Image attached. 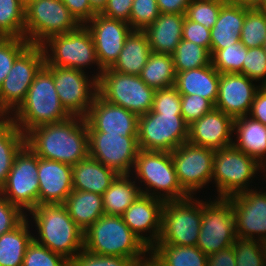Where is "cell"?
Wrapping results in <instances>:
<instances>
[{"mask_svg":"<svg viewBox=\"0 0 266 266\" xmlns=\"http://www.w3.org/2000/svg\"><path fill=\"white\" fill-rule=\"evenodd\" d=\"M84 25L92 36L99 67L110 68L118 59L125 39L132 31L131 26L102 14H96Z\"/></svg>","mask_w":266,"mask_h":266,"instance_id":"cell-20","label":"cell"},{"mask_svg":"<svg viewBox=\"0 0 266 266\" xmlns=\"http://www.w3.org/2000/svg\"><path fill=\"white\" fill-rule=\"evenodd\" d=\"M152 111L154 113L181 114V95L174 85L155 91Z\"/></svg>","mask_w":266,"mask_h":266,"instance_id":"cell-49","label":"cell"},{"mask_svg":"<svg viewBox=\"0 0 266 266\" xmlns=\"http://www.w3.org/2000/svg\"><path fill=\"white\" fill-rule=\"evenodd\" d=\"M133 1L134 0H107L106 8L101 14L105 17L129 24Z\"/></svg>","mask_w":266,"mask_h":266,"instance_id":"cell-52","label":"cell"},{"mask_svg":"<svg viewBox=\"0 0 266 266\" xmlns=\"http://www.w3.org/2000/svg\"><path fill=\"white\" fill-rule=\"evenodd\" d=\"M226 1L227 0H191L187 7L185 17L211 30L218 19L222 5Z\"/></svg>","mask_w":266,"mask_h":266,"instance_id":"cell-42","label":"cell"},{"mask_svg":"<svg viewBox=\"0 0 266 266\" xmlns=\"http://www.w3.org/2000/svg\"><path fill=\"white\" fill-rule=\"evenodd\" d=\"M31 214L39 234L33 237L37 243L69 261L84 248V230L72 220L64 204L38 205Z\"/></svg>","mask_w":266,"mask_h":266,"instance_id":"cell-3","label":"cell"},{"mask_svg":"<svg viewBox=\"0 0 266 266\" xmlns=\"http://www.w3.org/2000/svg\"><path fill=\"white\" fill-rule=\"evenodd\" d=\"M164 203L162 199L141 194L121 215L125 224L149 249L160 236ZM147 231L149 236H143L142 233Z\"/></svg>","mask_w":266,"mask_h":266,"instance_id":"cell-22","label":"cell"},{"mask_svg":"<svg viewBox=\"0 0 266 266\" xmlns=\"http://www.w3.org/2000/svg\"><path fill=\"white\" fill-rule=\"evenodd\" d=\"M45 64L42 46L29 45L14 61L0 86V112L10 115L25 100L36 73Z\"/></svg>","mask_w":266,"mask_h":266,"instance_id":"cell-13","label":"cell"},{"mask_svg":"<svg viewBox=\"0 0 266 266\" xmlns=\"http://www.w3.org/2000/svg\"><path fill=\"white\" fill-rule=\"evenodd\" d=\"M253 80L240 73H223L219 77V87L215 108L233 119L250 113L255 94L260 88Z\"/></svg>","mask_w":266,"mask_h":266,"instance_id":"cell-21","label":"cell"},{"mask_svg":"<svg viewBox=\"0 0 266 266\" xmlns=\"http://www.w3.org/2000/svg\"><path fill=\"white\" fill-rule=\"evenodd\" d=\"M92 10L96 14H101L106 8L107 0H88Z\"/></svg>","mask_w":266,"mask_h":266,"instance_id":"cell-58","label":"cell"},{"mask_svg":"<svg viewBox=\"0 0 266 266\" xmlns=\"http://www.w3.org/2000/svg\"><path fill=\"white\" fill-rule=\"evenodd\" d=\"M185 14L161 13L144 32L151 52L172 55L182 40Z\"/></svg>","mask_w":266,"mask_h":266,"instance_id":"cell-25","label":"cell"},{"mask_svg":"<svg viewBox=\"0 0 266 266\" xmlns=\"http://www.w3.org/2000/svg\"><path fill=\"white\" fill-rule=\"evenodd\" d=\"M249 116L266 126V86H261L255 94Z\"/></svg>","mask_w":266,"mask_h":266,"instance_id":"cell-54","label":"cell"},{"mask_svg":"<svg viewBox=\"0 0 266 266\" xmlns=\"http://www.w3.org/2000/svg\"><path fill=\"white\" fill-rule=\"evenodd\" d=\"M80 25L61 0H35L25 7L24 38L31 45L41 46L49 38Z\"/></svg>","mask_w":266,"mask_h":266,"instance_id":"cell-9","label":"cell"},{"mask_svg":"<svg viewBox=\"0 0 266 266\" xmlns=\"http://www.w3.org/2000/svg\"><path fill=\"white\" fill-rule=\"evenodd\" d=\"M150 253L163 266H207V255L197 246L155 244Z\"/></svg>","mask_w":266,"mask_h":266,"instance_id":"cell-34","label":"cell"},{"mask_svg":"<svg viewBox=\"0 0 266 266\" xmlns=\"http://www.w3.org/2000/svg\"><path fill=\"white\" fill-rule=\"evenodd\" d=\"M253 157L233 145L215 151L212 180L217 187L218 198H229L250 190L249 181L260 169L266 168Z\"/></svg>","mask_w":266,"mask_h":266,"instance_id":"cell-8","label":"cell"},{"mask_svg":"<svg viewBox=\"0 0 266 266\" xmlns=\"http://www.w3.org/2000/svg\"><path fill=\"white\" fill-rule=\"evenodd\" d=\"M188 128L181 114L151 110L138 118L139 149L172 152L188 141Z\"/></svg>","mask_w":266,"mask_h":266,"instance_id":"cell-11","label":"cell"},{"mask_svg":"<svg viewBox=\"0 0 266 266\" xmlns=\"http://www.w3.org/2000/svg\"><path fill=\"white\" fill-rule=\"evenodd\" d=\"M25 145V134L13 122L0 131V189L5 185L15 156Z\"/></svg>","mask_w":266,"mask_h":266,"instance_id":"cell-36","label":"cell"},{"mask_svg":"<svg viewBox=\"0 0 266 266\" xmlns=\"http://www.w3.org/2000/svg\"><path fill=\"white\" fill-rule=\"evenodd\" d=\"M30 45L25 38L0 37V86L16 58Z\"/></svg>","mask_w":266,"mask_h":266,"instance_id":"cell-44","label":"cell"},{"mask_svg":"<svg viewBox=\"0 0 266 266\" xmlns=\"http://www.w3.org/2000/svg\"><path fill=\"white\" fill-rule=\"evenodd\" d=\"M182 39L200 45L210 52V29L186 17L183 24Z\"/></svg>","mask_w":266,"mask_h":266,"instance_id":"cell-51","label":"cell"},{"mask_svg":"<svg viewBox=\"0 0 266 266\" xmlns=\"http://www.w3.org/2000/svg\"><path fill=\"white\" fill-rule=\"evenodd\" d=\"M64 206L72 220L84 231L104 215L102 195L93 192L73 189Z\"/></svg>","mask_w":266,"mask_h":266,"instance_id":"cell-31","label":"cell"},{"mask_svg":"<svg viewBox=\"0 0 266 266\" xmlns=\"http://www.w3.org/2000/svg\"><path fill=\"white\" fill-rule=\"evenodd\" d=\"M215 151L187 141L171 152L178 181L190 196L212 181Z\"/></svg>","mask_w":266,"mask_h":266,"instance_id":"cell-16","label":"cell"},{"mask_svg":"<svg viewBox=\"0 0 266 266\" xmlns=\"http://www.w3.org/2000/svg\"><path fill=\"white\" fill-rule=\"evenodd\" d=\"M47 67L53 74L55 90L61 105L71 116L85 117L98 93L97 78H89L80 69Z\"/></svg>","mask_w":266,"mask_h":266,"instance_id":"cell-15","label":"cell"},{"mask_svg":"<svg viewBox=\"0 0 266 266\" xmlns=\"http://www.w3.org/2000/svg\"><path fill=\"white\" fill-rule=\"evenodd\" d=\"M97 91L108 102L140 116L152 110L156 90L149 87L138 75L105 68L97 79Z\"/></svg>","mask_w":266,"mask_h":266,"instance_id":"cell-10","label":"cell"},{"mask_svg":"<svg viewBox=\"0 0 266 266\" xmlns=\"http://www.w3.org/2000/svg\"><path fill=\"white\" fill-rule=\"evenodd\" d=\"M26 218L19 226L0 236V266H23L26 249L34 239Z\"/></svg>","mask_w":266,"mask_h":266,"instance_id":"cell-33","label":"cell"},{"mask_svg":"<svg viewBox=\"0 0 266 266\" xmlns=\"http://www.w3.org/2000/svg\"><path fill=\"white\" fill-rule=\"evenodd\" d=\"M148 254L147 256L150 257L146 256L145 258L138 259L134 261L132 266H163L152 253L149 252Z\"/></svg>","mask_w":266,"mask_h":266,"instance_id":"cell-57","label":"cell"},{"mask_svg":"<svg viewBox=\"0 0 266 266\" xmlns=\"http://www.w3.org/2000/svg\"><path fill=\"white\" fill-rule=\"evenodd\" d=\"M133 169L136 175L134 179H140L147 186L145 190L141 189L142 194L163 201L181 200L190 196L178 181L171 152L140 149Z\"/></svg>","mask_w":266,"mask_h":266,"instance_id":"cell-5","label":"cell"},{"mask_svg":"<svg viewBox=\"0 0 266 266\" xmlns=\"http://www.w3.org/2000/svg\"><path fill=\"white\" fill-rule=\"evenodd\" d=\"M227 1L234 4L247 6L250 8L256 7L260 3V0H227Z\"/></svg>","mask_w":266,"mask_h":266,"instance_id":"cell-59","label":"cell"},{"mask_svg":"<svg viewBox=\"0 0 266 266\" xmlns=\"http://www.w3.org/2000/svg\"><path fill=\"white\" fill-rule=\"evenodd\" d=\"M194 195L181 200L165 201L161 232L156 244L197 246L203 218L202 200Z\"/></svg>","mask_w":266,"mask_h":266,"instance_id":"cell-6","label":"cell"},{"mask_svg":"<svg viewBox=\"0 0 266 266\" xmlns=\"http://www.w3.org/2000/svg\"><path fill=\"white\" fill-rule=\"evenodd\" d=\"M133 259L122 256L97 255L82 249L72 260L69 266H132Z\"/></svg>","mask_w":266,"mask_h":266,"instance_id":"cell-47","label":"cell"},{"mask_svg":"<svg viewBox=\"0 0 266 266\" xmlns=\"http://www.w3.org/2000/svg\"><path fill=\"white\" fill-rule=\"evenodd\" d=\"M266 37V10L246 6L240 42L247 48L263 46Z\"/></svg>","mask_w":266,"mask_h":266,"instance_id":"cell-39","label":"cell"},{"mask_svg":"<svg viewBox=\"0 0 266 266\" xmlns=\"http://www.w3.org/2000/svg\"><path fill=\"white\" fill-rule=\"evenodd\" d=\"M12 115L10 121L25 135L38 126L58 123L71 116L61 105L53 74L45 64L36 73L25 100Z\"/></svg>","mask_w":266,"mask_h":266,"instance_id":"cell-2","label":"cell"},{"mask_svg":"<svg viewBox=\"0 0 266 266\" xmlns=\"http://www.w3.org/2000/svg\"><path fill=\"white\" fill-rule=\"evenodd\" d=\"M0 195L23 212L39 205L38 156L27 145L15 156Z\"/></svg>","mask_w":266,"mask_h":266,"instance_id":"cell-12","label":"cell"},{"mask_svg":"<svg viewBox=\"0 0 266 266\" xmlns=\"http://www.w3.org/2000/svg\"><path fill=\"white\" fill-rule=\"evenodd\" d=\"M150 54L151 48L146 33L132 30L125 39L118 59L110 69L123 74L139 76Z\"/></svg>","mask_w":266,"mask_h":266,"instance_id":"cell-30","label":"cell"},{"mask_svg":"<svg viewBox=\"0 0 266 266\" xmlns=\"http://www.w3.org/2000/svg\"><path fill=\"white\" fill-rule=\"evenodd\" d=\"M211 64L220 73L242 74V64L247 54V47L240 41L226 48L210 50Z\"/></svg>","mask_w":266,"mask_h":266,"instance_id":"cell-40","label":"cell"},{"mask_svg":"<svg viewBox=\"0 0 266 266\" xmlns=\"http://www.w3.org/2000/svg\"><path fill=\"white\" fill-rule=\"evenodd\" d=\"M160 13L185 14L191 0H156Z\"/></svg>","mask_w":266,"mask_h":266,"instance_id":"cell-56","label":"cell"},{"mask_svg":"<svg viewBox=\"0 0 266 266\" xmlns=\"http://www.w3.org/2000/svg\"><path fill=\"white\" fill-rule=\"evenodd\" d=\"M263 49H264V52H265V54H266V37H265V41H264V43H263Z\"/></svg>","mask_w":266,"mask_h":266,"instance_id":"cell-63","label":"cell"},{"mask_svg":"<svg viewBox=\"0 0 266 266\" xmlns=\"http://www.w3.org/2000/svg\"><path fill=\"white\" fill-rule=\"evenodd\" d=\"M21 2V4L26 7L28 6L31 2L35 1V0H19Z\"/></svg>","mask_w":266,"mask_h":266,"instance_id":"cell-62","label":"cell"},{"mask_svg":"<svg viewBox=\"0 0 266 266\" xmlns=\"http://www.w3.org/2000/svg\"><path fill=\"white\" fill-rule=\"evenodd\" d=\"M160 14L156 0H134L129 25L132 30L144 31Z\"/></svg>","mask_w":266,"mask_h":266,"instance_id":"cell-45","label":"cell"},{"mask_svg":"<svg viewBox=\"0 0 266 266\" xmlns=\"http://www.w3.org/2000/svg\"><path fill=\"white\" fill-rule=\"evenodd\" d=\"M242 74L253 81H261L266 86V54L263 47L247 48L242 64Z\"/></svg>","mask_w":266,"mask_h":266,"instance_id":"cell-46","label":"cell"},{"mask_svg":"<svg viewBox=\"0 0 266 266\" xmlns=\"http://www.w3.org/2000/svg\"><path fill=\"white\" fill-rule=\"evenodd\" d=\"M84 249L97 255L122 256L134 261L150 252L121 216L105 214L84 231Z\"/></svg>","mask_w":266,"mask_h":266,"instance_id":"cell-4","label":"cell"},{"mask_svg":"<svg viewBox=\"0 0 266 266\" xmlns=\"http://www.w3.org/2000/svg\"><path fill=\"white\" fill-rule=\"evenodd\" d=\"M246 15V6L226 1L218 19L210 30V50L226 48L240 41L241 30Z\"/></svg>","mask_w":266,"mask_h":266,"instance_id":"cell-26","label":"cell"},{"mask_svg":"<svg viewBox=\"0 0 266 266\" xmlns=\"http://www.w3.org/2000/svg\"><path fill=\"white\" fill-rule=\"evenodd\" d=\"M263 243H264L265 254H266V241H264Z\"/></svg>","mask_w":266,"mask_h":266,"instance_id":"cell-64","label":"cell"},{"mask_svg":"<svg viewBox=\"0 0 266 266\" xmlns=\"http://www.w3.org/2000/svg\"><path fill=\"white\" fill-rule=\"evenodd\" d=\"M233 247L236 266H266L263 241L237 238Z\"/></svg>","mask_w":266,"mask_h":266,"instance_id":"cell-41","label":"cell"},{"mask_svg":"<svg viewBox=\"0 0 266 266\" xmlns=\"http://www.w3.org/2000/svg\"><path fill=\"white\" fill-rule=\"evenodd\" d=\"M129 174H119L111 186L102 194L105 215L121 216L128 207L142 194Z\"/></svg>","mask_w":266,"mask_h":266,"instance_id":"cell-32","label":"cell"},{"mask_svg":"<svg viewBox=\"0 0 266 266\" xmlns=\"http://www.w3.org/2000/svg\"><path fill=\"white\" fill-rule=\"evenodd\" d=\"M88 145L91 158L118 174L130 175L140 150L137 137L105 132H88Z\"/></svg>","mask_w":266,"mask_h":266,"instance_id":"cell-17","label":"cell"},{"mask_svg":"<svg viewBox=\"0 0 266 266\" xmlns=\"http://www.w3.org/2000/svg\"><path fill=\"white\" fill-rule=\"evenodd\" d=\"M119 174L90 156L72 166L73 189L102 195Z\"/></svg>","mask_w":266,"mask_h":266,"instance_id":"cell-27","label":"cell"},{"mask_svg":"<svg viewBox=\"0 0 266 266\" xmlns=\"http://www.w3.org/2000/svg\"><path fill=\"white\" fill-rule=\"evenodd\" d=\"M39 205L64 204L73 191L72 166L38 157Z\"/></svg>","mask_w":266,"mask_h":266,"instance_id":"cell-24","label":"cell"},{"mask_svg":"<svg viewBox=\"0 0 266 266\" xmlns=\"http://www.w3.org/2000/svg\"><path fill=\"white\" fill-rule=\"evenodd\" d=\"M25 138L26 145L43 159L73 166L89 156L87 122L81 116L38 126Z\"/></svg>","mask_w":266,"mask_h":266,"instance_id":"cell-1","label":"cell"},{"mask_svg":"<svg viewBox=\"0 0 266 266\" xmlns=\"http://www.w3.org/2000/svg\"><path fill=\"white\" fill-rule=\"evenodd\" d=\"M202 200L203 218L197 247L206 255L229 248L237 239L233 206L228 198Z\"/></svg>","mask_w":266,"mask_h":266,"instance_id":"cell-14","label":"cell"},{"mask_svg":"<svg viewBox=\"0 0 266 266\" xmlns=\"http://www.w3.org/2000/svg\"><path fill=\"white\" fill-rule=\"evenodd\" d=\"M228 199L233 206L237 238L266 241V192L250 189Z\"/></svg>","mask_w":266,"mask_h":266,"instance_id":"cell-18","label":"cell"},{"mask_svg":"<svg viewBox=\"0 0 266 266\" xmlns=\"http://www.w3.org/2000/svg\"><path fill=\"white\" fill-rule=\"evenodd\" d=\"M41 46L44 51L46 66H58L84 71L85 66L87 68L88 65L96 63L98 74L96 72L94 76L98 79L102 74L103 69L99 67L92 36L85 25H80L74 31L55 35Z\"/></svg>","mask_w":266,"mask_h":266,"instance_id":"cell-7","label":"cell"},{"mask_svg":"<svg viewBox=\"0 0 266 266\" xmlns=\"http://www.w3.org/2000/svg\"><path fill=\"white\" fill-rule=\"evenodd\" d=\"M84 118L87 122L88 132L138 137L139 116L126 108L108 102L98 93Z\"/></svg>","mask_w":266,"mask_h":266,"instance_id":"cell-19","label":"cell"},{"mask_svg":"<svg viewBox=\"0 0 266 266\" xmlns=\"http://www.w3.org/2000/svg\"><path fill=\"white\" fill-rule=\"evenodd\" d=\"M27 216L19 207L0 195V236L15 229Z\"/></svg>","mask_w":266,"mask_h":266,"instance_id":"cell-50","label":"cell"},{"mask_svg":"<svg viewBox=\"0 0 266 266\" xmlns=\"http://www.w3.org/2000/svg\"><path fill=\"white\" fill-rule=\"evenodd\" d=\"M233 126L231 116L214 108L189 125L188 142L215 150L231 146Z\"/></svg>","mask_w":266,"mask_h":266,"instance_id":"cell-23","label":"cell"},{"mask_svg":"<svg viewBox=\"0 0 266 266\" xmlns=\"http://www.w3.org/2000/svg\"><path fill=\"white\" fill-rule=\"evenodd\" d=\"M214 108L215 105L210 100L197 94L181 95V115L188 125L200 119Z\"/></svg>","mask_w":266,"mask_h":266,"instance_id":"cell-48","label":"cell"},{"mask_svg":"<svg viewBox=\"0 0 266 266\" xmlns=\"http://www.w3.org/2000/svg\"><path fill=\"white\" fill-rule=\"evenodd\" d=\"M23 266H69V260L33 239L26 249Z\"/></svg>","mask_w":266,"mask_h":266,"instance_id":"cell-43","label":"cell"},{"mask_svg":"<svg viewBox=\"0 0 266 266\" xmlns=\"http://www.w3.org/2000/svg\"><path fill=\"white\" fill-rule=\"evenodd\" d=\"M25 7L19 0H0V37L24 38Z\"/></svg>","mask_w":266,"mask_h":266,"instance_id":"cell-37","label":"cell"},{"mask_svg":"<svg viewBox=\"0 0 266 266\" xmlns=\"http://www.w3.org/2000/svg\"><path fill=\"white\" fill-rule=\"evenodd\" d=\"M207 266H236L233 245L229 248L207 255Z\"/></svg>","mask_w":266,"mask_h":266,"instance_id":"cell-55","label":"cell"},{"mask_svg":"<svg viewBox=\"0 0 266 266\" xmlns=\"http://www.w3.org/2000/svg\"><path fill=\"white\" fill-rule=\"evenodd\" d=\"M233 131L237 140L232 145L266 168V126L247 115L234 119Z\"/></svg>","mask_w":266,"mask_h":266,"instance_id":"cell-29","label":"cell"},{"mask_svg":"<svg viewBox=\"0 0 266 266\" xmlns=\"http://www.w3.org/2000/svg\"><path fill=\"white\" fill-rule=\"evenodd\" d=\"M139 76L155 90L173 86L176 77L173 56L151 52Z\"/></svg>","mask_w":266,"mask_h":266,"instance_id":"cell-35","label":"cell"},{"mask_svg":"<svg viewBox=\"0 0 266 266\" xmlns=\"http://www.w3.org/2000/svg\"><path fill=\"white\" fill-rule=\"evenodd\" d=\"M172 56L176 73L211 64V54L206 48L184 39L177 45Z\"/></svg>","mask_w":266,"mask_h":266,"instance_id":"cell-38","label":"cell"},{"mask_svg":"<svg viewBox=\"0 0 266 266\" xmlns=\"http://www.w3.org/2000/svg\"><path fill=\"white\" fill-rule=\"evenodd\" d=\"M255 8L266 10V0H260V3Z\"/></svg>","mask_w":266,"mask_h":266,"instance_id":"cell-61","label":"cell"},{"mask_svg":"<svg viewBox=\"0 0 266 266\" xmlns=\"http://www.w3.org/2000/svg\"><path fill=\"white\" fill-rule=\"evenodd\" d=\"M220 73L212 64L197 69L176 73L175 84L180 95L197 94L210 100L214 105L217 101Z\"/></svg>","mask_w":266,"mask_h":266,"instance_id":"cell-28","label":"cell"},{"mask_svg":"<svg viewBox=\"0 0 266 266\" xmlns=\"http://www.w3.org/2000/svg\"><path fill=\"white\" fill-rule=\"evenodd\" d=\"M10 122V116L0 112V131Z\"/></svg>","mask_w":266,"mask_h":266,"instance_id":"cell-60","label":"cell"},{"mask_svg":"<svg viewBox=\"0 0 266 266\" xmlns=\"http://www.w3.org/2000/svg\"><path fill=\"white\" fill-rule=\"evenodd\" d=\"M76 20L84 25L90 21L96 13L92 10L88 0H61Z\"/></svg>","mask_w":266,"mask_h":266,"instance_id":"cell-53","label":"cell"}]
</instances>
